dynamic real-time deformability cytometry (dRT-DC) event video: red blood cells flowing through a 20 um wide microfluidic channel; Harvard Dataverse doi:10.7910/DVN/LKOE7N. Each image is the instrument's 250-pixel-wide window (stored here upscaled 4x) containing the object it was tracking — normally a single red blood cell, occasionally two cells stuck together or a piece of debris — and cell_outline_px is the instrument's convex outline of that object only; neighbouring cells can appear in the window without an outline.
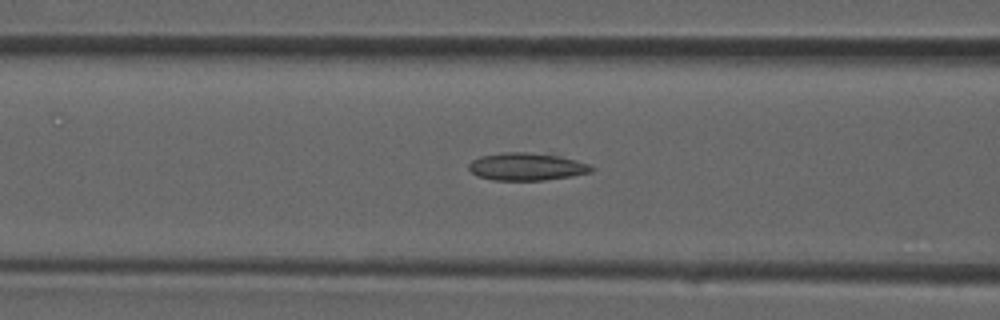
{"species": "common noctule bat (a hibernating species)", "species_latin": "Nyctalus noctula", "temperature_condition": "room temperature", "stored_images_in_passage": 26, "camera_frame_rate_fps": 3000, "um_per_image_px": 0.085, "animal": {"sex": "male", "forearm_length_mm": 52.5}, "frame": {"image": 1, "passage_image": 7, "time_ms": 2.0, "image_size_px": [1000, 320], "cell_outline_px": [[592, 172], [572, 176], [544, 180], [492, 180], [476, 176], [468, 168], [468, 164], [472, 160], [480, 156], [504, 152], [528, 152], [560, 156], [576, 160], [588, 164], [592, 168]], "centroid_in_image_um": [44.72, 14.17], "position_along_channel_um": 121.9, "area_um2": 19.71}}
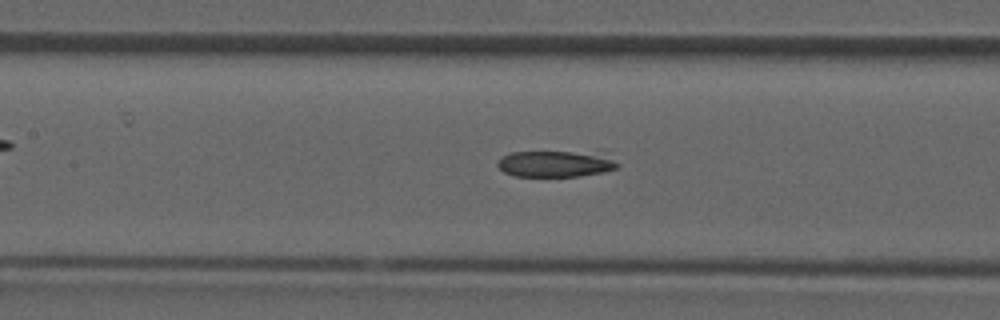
{"frame": {"image": 2, "passage_image": 9, "time_ms": 2.667, "image_size_px": [1000, 320], "cell_outline_px": [[620, 164], [616, 168], [604, 172], [580, 176], [516, 176], [504, 172], [496, 164], [496, 160], [500, 156], [512, 152], [596, 148], [600, 148]], "centroid_in_image_um": [47.35, 13.83], "position_along_channel_um": 160.1, "area_um2": 20.11}}
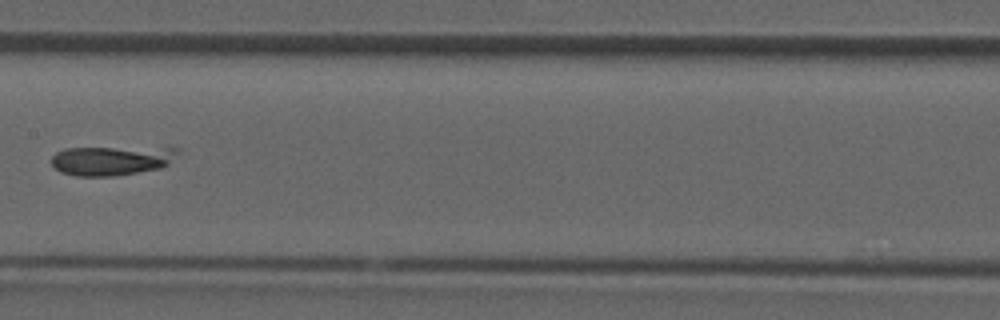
{"frame": {"image": 3, "passage_image": 11, "time_ms": 3.333, "image_size_px": [1000, 320], "cell_outline_px": [[180, 148], [168, 164], [160, 168], [112, 176], [76, 176], [60, 172], [52, 164], [52, 156], [56, 152], [64, 148], [168, 144]], "centroid_in_image_um": [9.58, 13.56], "position_along_channel_um": 197.8, "area_um2": 22.89}}